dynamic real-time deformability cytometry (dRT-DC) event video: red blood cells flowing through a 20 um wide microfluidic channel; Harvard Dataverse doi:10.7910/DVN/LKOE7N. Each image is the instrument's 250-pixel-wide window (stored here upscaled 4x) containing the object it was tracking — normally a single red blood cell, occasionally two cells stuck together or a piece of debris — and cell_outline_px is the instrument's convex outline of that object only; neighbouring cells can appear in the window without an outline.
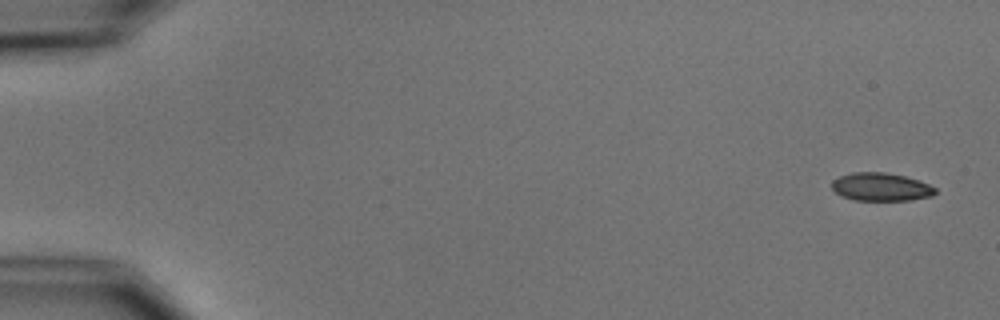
{"species": "common noctule bat (a hibernating species)", "species_latin": "Nyctalus noctula", "temperature_condition": "cold", "stored_images_in_passage": 5, "camera_frame_rate_fps": 3000, "um_per_image_px": 0.085, "animal": {"sex": "male", "body_mass_g": 15.6}, "frame": {"image": 1, "passage_image": 1, "time_ms": 0.0, "image_size_px": [1000, 320], "cell_outline_px": [[936, 192], [932, 196], [912, 200], [852, 200], [840, 196], [832, 188], [832, 180], [840, 176], [852, 172], [884, 172], [904, 176], [928, 184], [936, 188]], "centroid_in_image_um": [74.85, 15.89], "position_along_channel_um": 10.1, "area_um2": 16.94}}
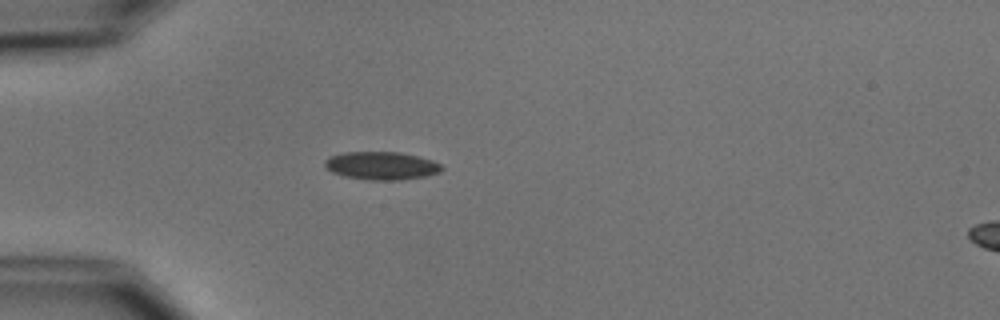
{"frame": {"image": 2, "passage_image": 5, "time_ms": 4.667, "image_size_px": [1000, 320], "cell_outline_px": [[444, 168], [440, 172], [428, 176], [400, 180], [368, 180], [344, 176], [332, 172], [324, 164], [324, 160], [328, 156], [344, 152], [400, 152], [432, 160], [440, 164]], "centroid_in_image_um": [32.42, 14.09], "position_along_channel_um": 52.6, "area_um2": 19.19}}